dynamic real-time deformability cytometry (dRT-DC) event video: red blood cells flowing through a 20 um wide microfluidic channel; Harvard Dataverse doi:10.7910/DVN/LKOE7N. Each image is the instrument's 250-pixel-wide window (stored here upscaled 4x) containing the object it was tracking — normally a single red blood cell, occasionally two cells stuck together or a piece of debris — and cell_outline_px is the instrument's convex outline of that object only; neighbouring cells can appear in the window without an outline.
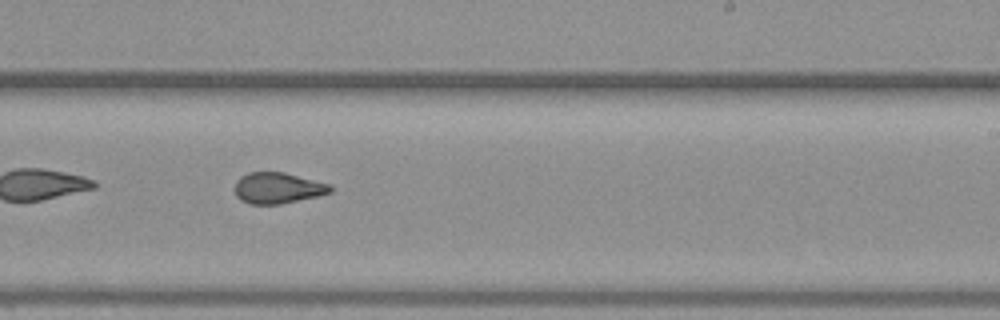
{"species": "common noctule bat (a hibernating species)", "species_latin": "Nyctalus noctula", "temperature_condition": "warm", "stored_images_in_passage": 37, "camera_frame_rate_fps": 3000, "um_per_image_px": 0.085, "animal": {"sex": "female", "body_mass_g": 19.3, "forearm_length_mm": 54.1}, "frame": {"image": 1, "passage_image": 16, "time_ms": 5.0, "image_size_px": [1000, 320], "cell_outline_px": [[332, 192], [316, 196], [280, 204], [248, 204], [240, 200], [236, 196], [236, 180], [240, 176], [248, 172], [284, 172], [332, 184]], "centroid_in_image_um": [23.61, 15.97], "position_along_channel_um": 265.4, "area_um2": 17.34}}